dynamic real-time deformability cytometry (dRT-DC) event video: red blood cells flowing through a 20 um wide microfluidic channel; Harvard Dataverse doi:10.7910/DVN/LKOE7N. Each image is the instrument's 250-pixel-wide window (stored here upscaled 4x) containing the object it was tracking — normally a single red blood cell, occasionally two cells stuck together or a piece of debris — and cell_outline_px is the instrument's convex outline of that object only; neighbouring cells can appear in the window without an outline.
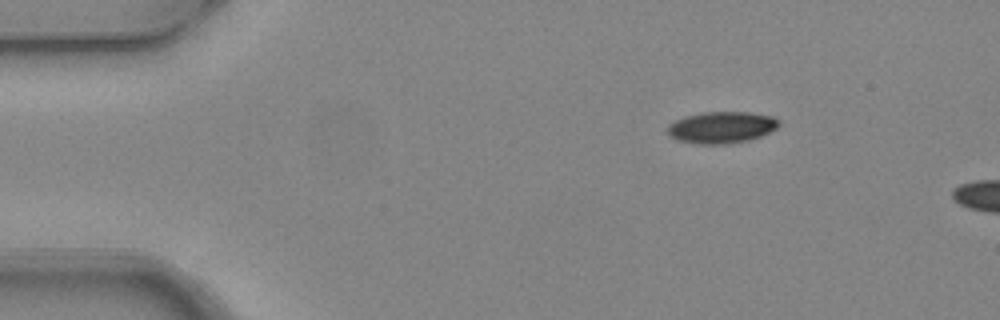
{"species": "common noctule bat (a hibernating species)", "species_latin": "Nyctalus noctula", "temperature_condition": "warm", "stored_images_in_passage": 2, "camera_frame_rate_fps": 3000, "um_per_image_px": 0.085, "animal": {"sex": "female", "body_mass_g": 24.6, "forearm_length_mm": 56.2}, "frame": {"image": 1, "passage_image": 1, "time_ms": 0.0, "image_size_px": [1000, 320], "cell_outline_px": [[780, 124], [776, 128], [760, 136], [748, 140], [724, 144], [700, 144], [676, 140], [668, 132], [668, 124], [684, 116], [704, 112], [748, 112], [772, 116], [780, 120]], "centroid_in_image_um": [61.33, 10.82], "position_along_channel_um": 23.7, "area_um2": 20.4}}